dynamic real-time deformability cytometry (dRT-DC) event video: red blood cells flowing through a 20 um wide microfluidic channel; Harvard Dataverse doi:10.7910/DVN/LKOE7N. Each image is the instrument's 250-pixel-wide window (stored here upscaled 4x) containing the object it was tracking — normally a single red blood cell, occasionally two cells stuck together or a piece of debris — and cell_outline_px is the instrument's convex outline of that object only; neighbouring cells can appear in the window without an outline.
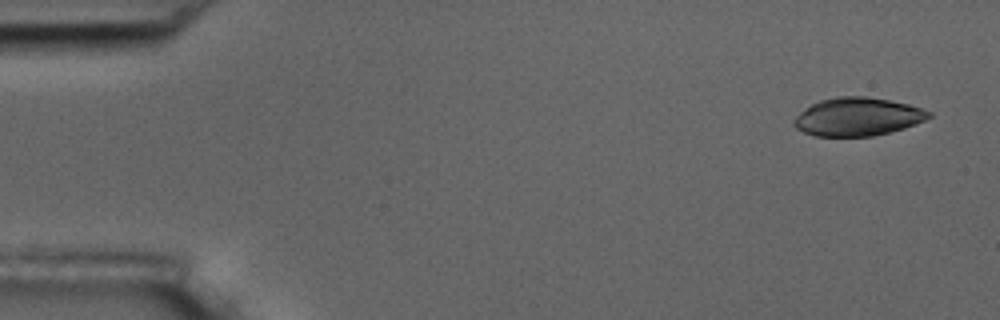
{"species": "common noctule bat (a hibernating species)", "species_latin": "Nyctalus noctula", "temperature_condition": "room temperature", "stored_images_in_passage": 5, "camera_frame_rate_fps": 3000, "um_per_image_px": 0.085, "animal": {"sex": "male", "body_mass_g": 17.5, "forearm_length_mm": 52.3}, "frame": {"image": 1, "passage_image": 1, "time_ms": 0.0, "image_size_px": [1000, 320], "cell_outline_px": [[932, 116], [916, 124], [904, 128], [872, 136], [816, 136], [804, 132], [796, 128], [792, 124], [792, 120], [800, 112], [812, 104], [820, 100], [836, 96], [864, 96], [888, 100], [908, 104], [932, 112]], "centroid_in_image_um": [72.88, 9.92], "position_along_channel_um": 12.1, "area_um2": 29.94}}
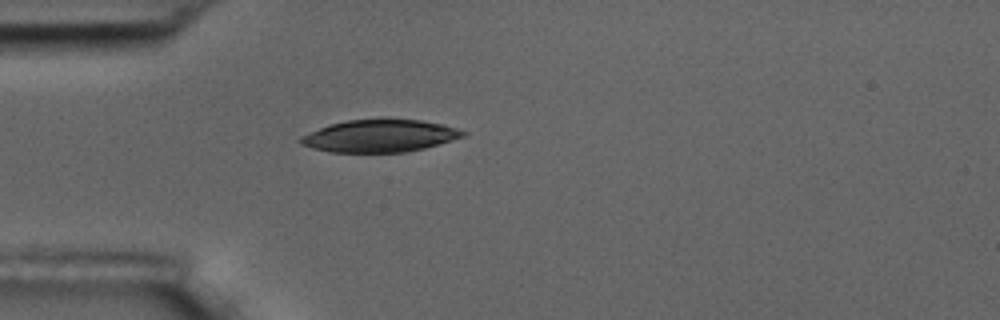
{"frame": {"image": 2, "passage_image": 5, "time_ms": 4.333, "image_size_px": [1000, 320], "cell_outline_px": [[468, 132], [464, 136], [424, 148], [404, 152], [332, 152], [312, 148], [300, 144], [296, 140], [300, 136], [320, 128], [332, 124], [348, 120], [380, 116], [420, 120], [440, 124], [456, 128]], "centroid_in_image_um": [32.25, 11.51], "position_along_channel_um": 52.8, "area_um2": 31.15}}